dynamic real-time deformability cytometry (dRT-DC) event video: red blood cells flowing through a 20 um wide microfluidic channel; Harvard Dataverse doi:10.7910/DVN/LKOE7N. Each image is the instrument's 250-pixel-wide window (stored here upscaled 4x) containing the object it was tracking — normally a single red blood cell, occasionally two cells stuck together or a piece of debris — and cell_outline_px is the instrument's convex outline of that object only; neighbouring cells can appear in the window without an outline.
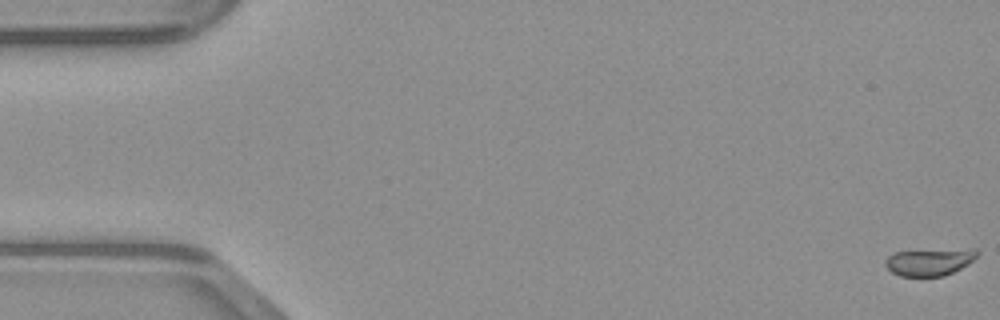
{"species": "common noctule bat (a hibernating species)", "species_latin": "Nyctalus noctula", "temperature_condition": "warm", "stored_images_in_passage": 18, "camera_frame_rate_fps": 3000, "um_per_image_px": 0.085, "animal": {"sex": "male", "body_mass_g": 23.1, "forearm_length_mm": 52.7}, "frame": {"image": 1, "passage_image": 1, "time_ms": 0.0, "image_size_px": [1000, 320], "cell_outline_px": [[980, 252], [968, 264], [944, 276], [900, 276], [892, 272], [884, 264], [884, 260], [888, 256], [896, 252], [972, 248], [976, 248]], "centroid_in_image_um": [79.02, 22.25], "position_along_channel_um": 6.0, "area_um2": 14.45}}
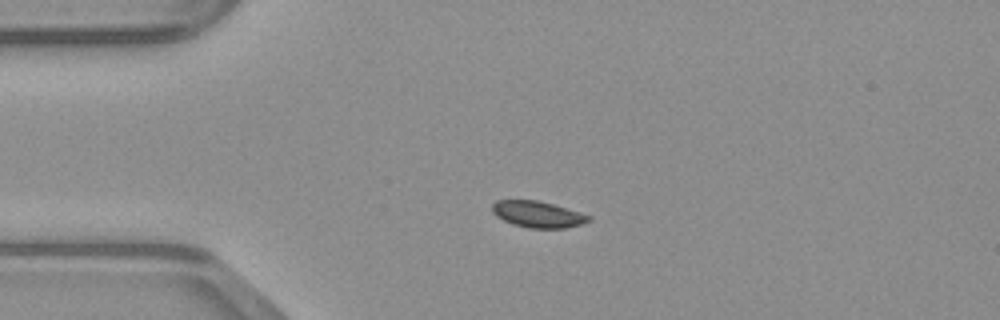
{"frame": {"image": 2, "passage_image": 13, "time_ms": 4.0, "image_size_px": [1000, 320], "cell_outline_px": [[592, 220], [580, 224], [564, 228], [528, 228], [512, 224], [496, 216], [492, 212], [492, 204], [496, 200], [536, 200], [552, 204], [580, 212], [592, 216]], "centroid_in_image_um": [45.7, 18.22], "position_along_channel_um": 39.3, "area_um2": 14.8}}
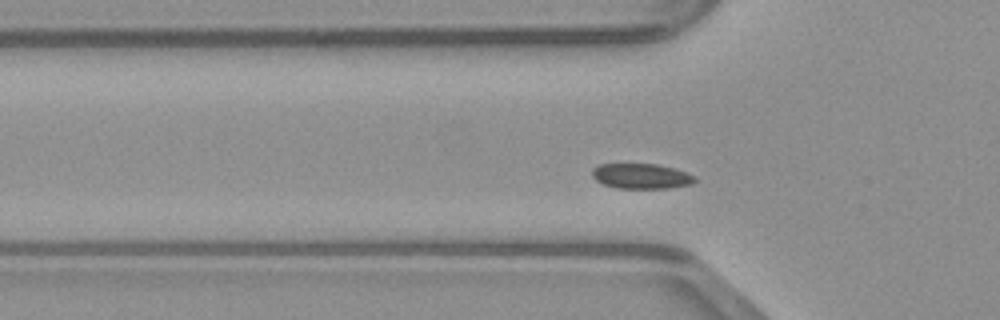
{"frame": {"image": 3, "passage_image": 18, "time_ms": 5.667, "image_size_px": [1000, 320], "cell_outline_px": [[696, 180], [692, 184], [668, 188], [616, 188], [604, 184], [596, 180], [592, 176], [592, 168], [600, 164], [656, 164], [676, 168], [688, 172], [696, 176]], "centroid_in_image_um": [54.54, 14.96], "position_along_channel_um": 71.3, "area_um2": 15.2}}